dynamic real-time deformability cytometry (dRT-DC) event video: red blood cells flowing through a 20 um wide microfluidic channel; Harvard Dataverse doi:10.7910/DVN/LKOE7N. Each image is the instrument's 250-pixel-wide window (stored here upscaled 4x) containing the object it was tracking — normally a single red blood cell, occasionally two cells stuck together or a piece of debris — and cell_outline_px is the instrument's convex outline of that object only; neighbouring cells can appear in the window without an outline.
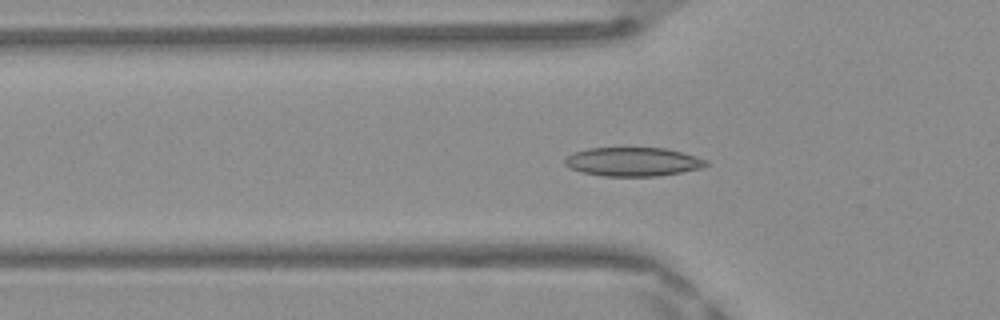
{"species": "Egyptian fruit bat (a non-hibernating species)", "species_latin": "Rousettus aegyptiacus", "temperature_condition": "warm", "stored_images_in_passage": 48, "camera_frame_rate_fps": 3000, "um_per_image_px": 0.085, "frame": {"image": 1, "passage_image": 15, "time_ms": 4.667, "image_size_px": [1000, 320], "cell_outline_px": [[708, 164], [704, 168], [656, 176], [604, 176], [584, 172], [568, 168], [564, 164], [564, 160], [572, 152], [588, 148], [668, 148], [696, 156], [708, 160]], "centroid_in_image_um": [53.81, 13.74], "position_along_channel_um": 72.0, "area_um2": 23.81}}
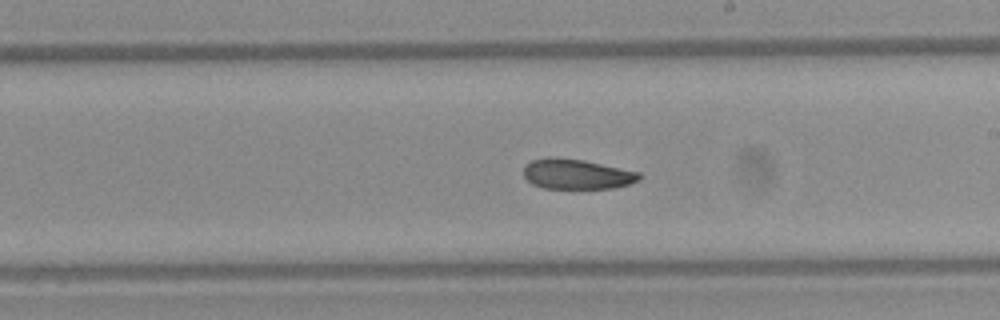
{"frame": {"image": 2, "passage_image": 27, "time_ms": 8.667, "image_size_px": [1000, 320], "cell_outline_px": [[640, 180], [628, 184], [612, 188], [540, 188], [532, 184], [524, 176], [524, 168], [532, 160], [584, 160], [640, 172]], "centroid_in_image_um": [49.08, 14.84], "position_along_channel_um": 239.9, "area_um2": 19.48}}
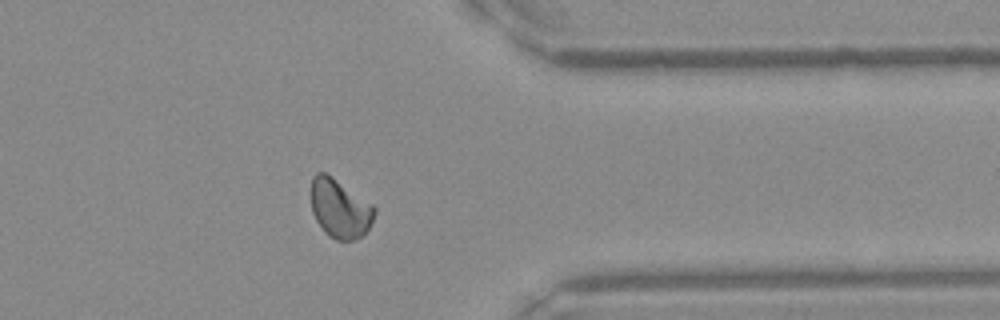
{"frame": {"image": 3, "passage_image": 38, "time_ms": 12.333, "image_size_px": [1000, 320], "cell_outline_px": [[376, 212], [368, 228], [360, 236], [352, 240], [336, 240], [328, 236], [324, 232], [316, 220], [312, 212], [308, 192], [312, 176], [316, 172], [324, 172], [332, 176], [372, 204], [376, 208]], "centroid_in_image_um": [28.81, 17.69], "position_along_channel_um": 382.6, "area_um2": 22.08}, "authors_computed_cell_mechanics": {"area_um2": 21.4727, "velocity_mm_per_s": 4.1769, "shape_relaxation_time_tau1_ms": 8.2782, "shape_relaxation_time_tau2_ms": null, "deformation_change_tau1": 0.1566, "deformation_change_tau2": null}}